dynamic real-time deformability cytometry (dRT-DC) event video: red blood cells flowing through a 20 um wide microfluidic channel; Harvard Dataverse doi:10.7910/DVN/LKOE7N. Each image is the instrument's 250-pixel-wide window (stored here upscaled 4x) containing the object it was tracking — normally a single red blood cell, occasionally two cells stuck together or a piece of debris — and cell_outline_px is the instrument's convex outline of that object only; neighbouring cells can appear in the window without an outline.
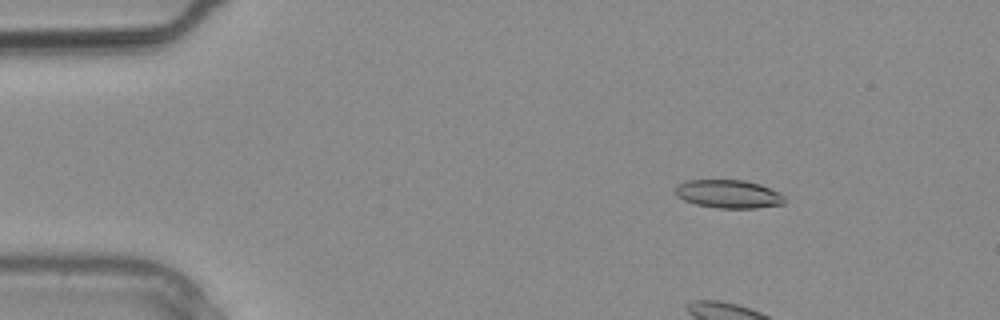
{"species": "common noctule bat (a hibernating species)", "species_latin": "Nyctalus noctula", "temperature_condition": "warm", "stored_images_in_passage": 4, "camera_frame_rate_fps": 3000, "um_per_image_px": 0.085, "animal": {"sex": "male", "body_mass_g": 20.4}, "frame": {"image": 1, "passage_image": 2, "time_ms": 0.333, "image_size_px": [1000, 320], "cell_outline_px": [[784, 204], [756, 208], [716, 208], [696, 204], [684, 200], [676, 196], [676, 184], [688, 180], [744, 180], [760, 184], [780, 192], [784, 196]], "centroid_in_image_um": [61.93, 16.49], "position_along_channel_um": 23.1, "area_um2": 18.09}}